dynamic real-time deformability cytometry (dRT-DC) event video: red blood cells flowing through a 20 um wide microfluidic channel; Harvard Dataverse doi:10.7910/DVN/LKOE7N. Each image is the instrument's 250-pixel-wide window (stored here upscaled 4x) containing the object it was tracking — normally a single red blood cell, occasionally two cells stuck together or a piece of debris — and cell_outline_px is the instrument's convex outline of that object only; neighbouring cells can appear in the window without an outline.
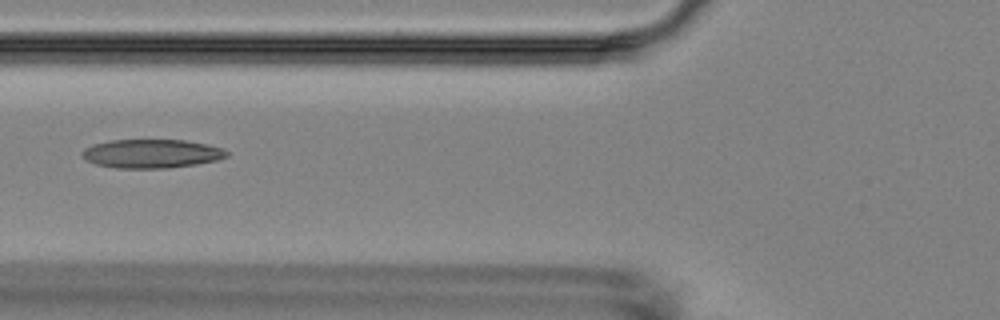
{"species": "Egyptian fruit bat (a non-hibernating species)", "species_latin": "Rousettus aegyptiacus", "temperature_condition": "room temperature", "stored_images_in_passage": 7, "camera_frame_rate_fps": 3000, "um_per_image_px": 0.085, "animal": {"sex": "female"}, "frame": {"image": 1, "passage_image": 7, "time_ms": 6.667, "image_size_px": [1000, 320], "cell_outline_px": [[228, 156], [216, 160], [196, 164], [168, 168], [116, 168], [96, 164], [80, 156], [80, 152], [84, 148], [92, 144], [112, 140], [184, 140], [208, 144], [224, 148], [228, 152]], "centroid_in_image_um": [12.87, 13.05], "position_along_channel_um": 112.9, "area_um2": 24.33}}